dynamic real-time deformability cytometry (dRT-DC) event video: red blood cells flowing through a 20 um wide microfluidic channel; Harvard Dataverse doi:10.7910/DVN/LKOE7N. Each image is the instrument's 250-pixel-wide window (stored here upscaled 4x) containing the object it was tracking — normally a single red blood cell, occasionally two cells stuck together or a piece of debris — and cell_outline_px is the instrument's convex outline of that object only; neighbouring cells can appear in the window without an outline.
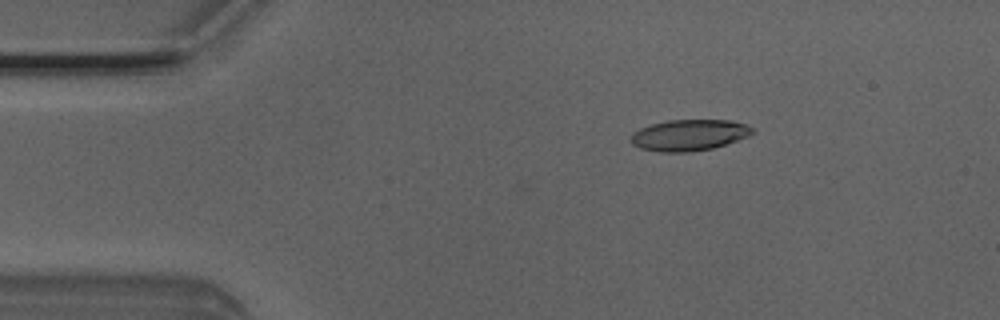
{"species": "Egyptian fruit bat (a non-hibernating species)", "species_latin": "Rousettus aegyptiacus", "temperature_condition": "room temperature", "stored_images_in_passage": 3, "camera_frame_rate_fps": 3000, "um_per_image_px": 0.085, "animal": {"sex": "male"}, "frame": {"image": 1, "passage_image": 1, "time_ms": 0.0, "image_size_px": [1000, 320], "cell_outline_px": [[756, 132], [748, 136], [712, 148], [688, 152], [660, 152], [640, 148], [632, 144], [632, 132], [640, 128], [652, 124], [668, 120], [732, 120], [756, 128]], "centroid_in_image_um": [58.59, 11.47], "position_along_channel_um": 26.4, "area_um2": 22.02}}
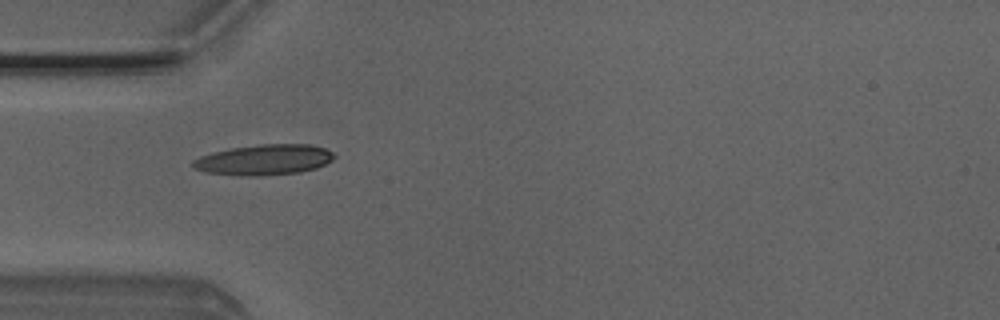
{"frame": {"image": 2, "passage_image": 3, "time_ms": 0.667, "image_size_px": [1000, 320], "cell_outline_px": [[336, 156], [332, 160], [316, 168], [300, 172], [260, 176], [240, 176], [204, 172], [192, 168], [192, 160], [200, 156], [212, 152], [232, 148], [260, 144], [312, 144], [324, 148], [332, 152]], "centroid_in_image_um": [22.42, 13.58], "position_along_channel_um": 62.6, "area_um2": 25.32}}